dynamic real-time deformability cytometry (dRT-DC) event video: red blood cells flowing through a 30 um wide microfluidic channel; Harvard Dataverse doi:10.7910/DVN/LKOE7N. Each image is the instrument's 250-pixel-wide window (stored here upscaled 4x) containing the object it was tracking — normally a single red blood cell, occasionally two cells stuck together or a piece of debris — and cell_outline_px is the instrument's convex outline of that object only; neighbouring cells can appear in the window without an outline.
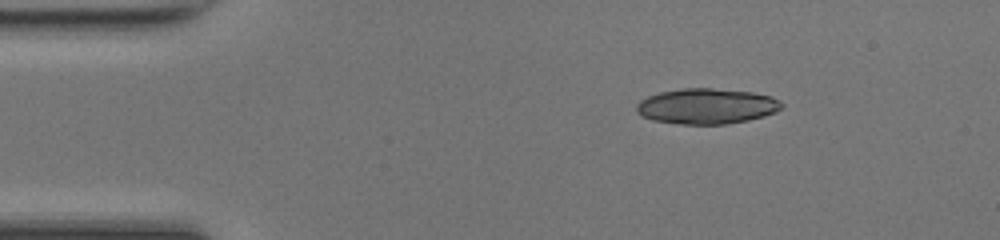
{"species": "common noctule bat (a hibernating species)", "species_latin": "Nyctalus noctula", "temperature_condition": "room temperature", "stored_images_in_passage": 41, "camera_frame_rate_fps": 3000, "um_per_image_px": 0.085, "animal": {"sex": "female", "body_mass_g": 17.0, "forearm_length_mm": 48.0}, "frame": {"image": 1, "passage_image": 1, "time_ms": 0.0, "image_size_px": [1000, 240], "cell_outline_px": [[784, 104], [776, 112], [764, 116], [748, 120], [724, 124], [680, 124], [652, 120], [640, 116], [636, 112], [636, 104], [640, 100], [648, 96], [660, 92], [684, 88], [712, 88], [752, 92], [772, 96], [780, 100]], "centroid_in_image_um": [60.05, 9.02], "position_along_channel_um": 24.9, "area_um2": 30.17}}